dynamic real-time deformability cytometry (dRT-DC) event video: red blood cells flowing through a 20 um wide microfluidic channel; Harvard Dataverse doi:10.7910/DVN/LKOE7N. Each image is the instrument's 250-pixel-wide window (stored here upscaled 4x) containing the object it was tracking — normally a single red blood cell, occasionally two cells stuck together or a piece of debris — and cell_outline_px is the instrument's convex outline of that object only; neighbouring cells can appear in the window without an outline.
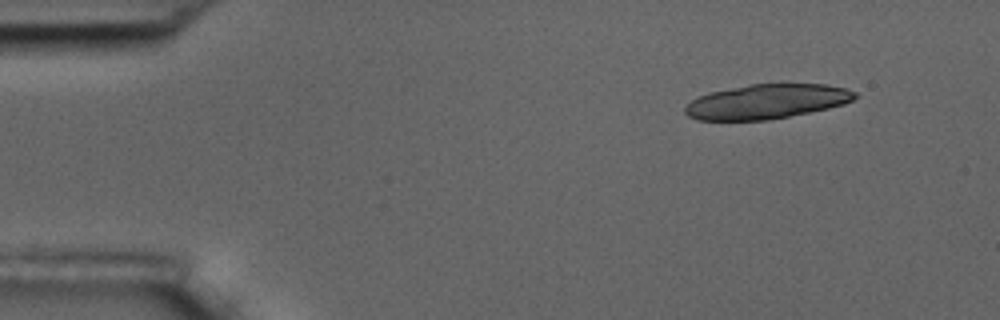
{"species": "common noctule bat (a hibernating species)", "species_latin": "Nyctalus noctula", "temperature_condition": "room temperature", "stored_images_in_passage": 5, "camera_frame_rate_fps": 3000, "um_per_image_px": 0.085, "animal": {"sex": "male", "body_mass_g": 17.5, "forearm_length_mm": 52.3}, "frame": {"image": 1, "passage_image": 1, "time_ms": 0.0, "image_size_px": [1000, 320], "cell_outline_px": [[860, 96], [844, 104], [828, 108], [768, 120], [696, 120], [688, 116], [684, 112], [684, 108], [696, 96], [708, 92], [752, 84], [824, 84], [844, 88], [856, 92]], "centroid_in_image_um": [65.14, 8.63], "position_along_channel_um": 19.9, "area_um2": 34.16}}